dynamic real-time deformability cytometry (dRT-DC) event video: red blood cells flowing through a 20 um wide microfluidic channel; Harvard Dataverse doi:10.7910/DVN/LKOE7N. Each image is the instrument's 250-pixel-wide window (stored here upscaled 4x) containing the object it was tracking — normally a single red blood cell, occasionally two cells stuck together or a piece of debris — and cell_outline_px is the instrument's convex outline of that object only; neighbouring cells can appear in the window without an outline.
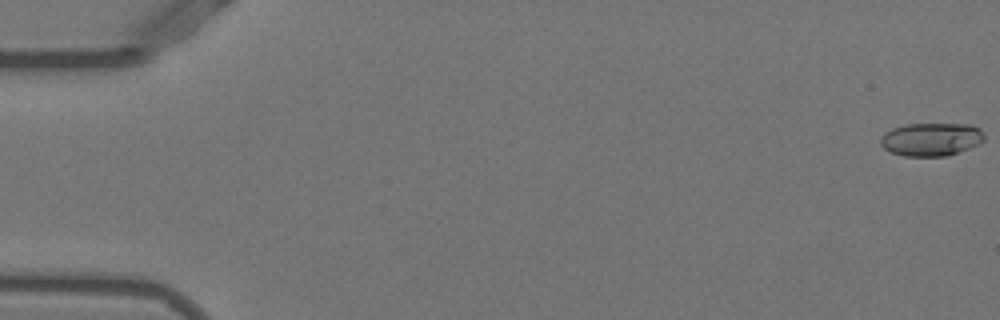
{"species": "Egyptian fruit bat (a non-hibernating species)", "species_latin": "Rousettus aegyptiacus", "temperature_condition": "warm", "stored_images_in_passage": 53, "camera_frame_rate_fps": 3000, "um_per_image_px": 0.085, "animal": {"sex": "female"}, "frame": {"image": 1, "passage_image": 1, "time_ms": 0.0, "image_size_px": [1000, 320], "cell_outline_px": [[984, 140], [980, 144], [948, 156], [904, 156], [892, 152], [884, 148], [880, 144], [880, 136], [884, 132], [892, 128], [908, 124], [968, 124], [980, 128], [984, 136]], "centroid_in_image_um": [79.15, 11.84], "position_along_channel_um": 5.9, "area_um2": 20.17}}
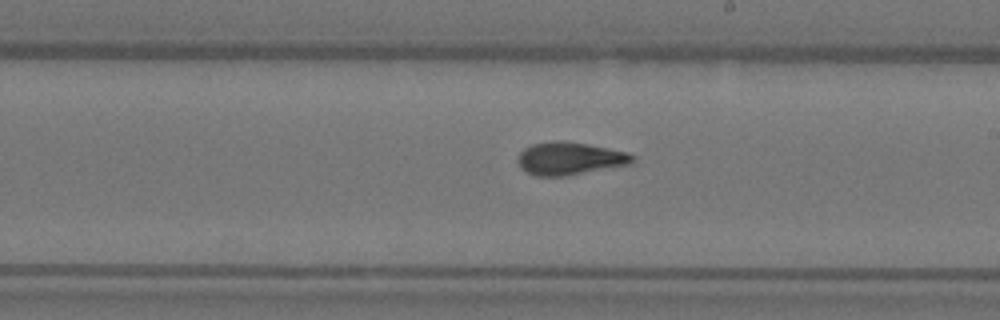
{"frame": {"image": 2, "passage_image": 31, "time_ms": 10.0, "image_size_px": [1000, 320], "cell_outline_px": [[636, 156], [628, 164], [564, 176], [536, 176], [520, 168], [516, 160], [520, 152], [524, 148], [532, 144], [552, 140], [564, 140], [588, 144], [628, 152]], "centroid_in_image_um": [48.37, 13.45], "position_along_channel_um": 240.6, "area_um2": 21.85}}
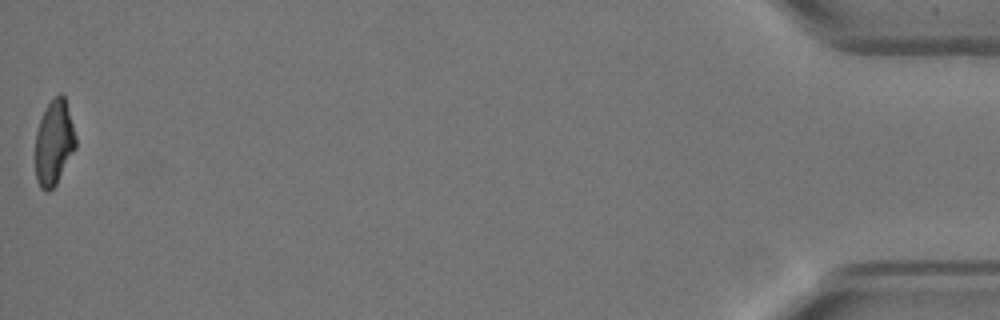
{"frame": {"image": 3, "passage_image": 53, "time_ms": 17.333, "image_size_px": [1000, 320], "cell_outline_px": [[76, 148], [56, 184], [48, 192], [40, 188], [36, 180], [36, 132], [40, 120], [48, 104], [60, 92], [64, 96], [76, 136]], "centroid_in_image_um": [4.59, 12.15], "position_along_channel_um": 430.6, "area_um2": 19.77}, "authors_computed_cell_mechanics": {"area_um2": 20.6924, "velocity_mm_per_s": 3.8967, "shape_relaxation_time_tau1_ms": 7.6893, "shape_relaxation_time_tau2_ms": 1.6848, "deformation_change_tau1": 0.2241, "deformation_change_tau2": 0.0765}}